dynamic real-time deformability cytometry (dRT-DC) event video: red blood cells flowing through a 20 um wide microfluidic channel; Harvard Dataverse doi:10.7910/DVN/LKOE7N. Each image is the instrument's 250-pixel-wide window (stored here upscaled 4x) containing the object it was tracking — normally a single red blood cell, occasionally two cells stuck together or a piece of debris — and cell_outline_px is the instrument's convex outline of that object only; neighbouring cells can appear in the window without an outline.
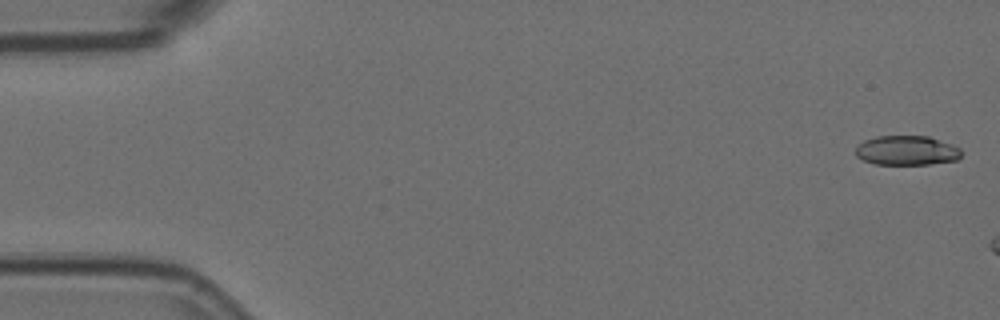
{"species": "Egyptian fruit bat (a non-hibernating species)", "species_latin": "Rousettus aegyptiacus", "temperature_condition": "room temperature", "stored_images_in_passage": 3, "camera_frame_rate_fps": 3000, "um_per_image_px": 0.085, "animal": {"sex": "female"}, "frame": {"image": 1, "passage_image": 1, "time_ms": 0.0, "image_size_px": [1000, 320], "cell_outline_px": [[960, 156], [956, 160], [928, 164], [876, 164], [864, 160], [856, 156], [856, 148], [864, 140], [876, 136], [928, 136], [952, 144], [960, 148]], "centroid_in_image_um": [77.07, 12.78], "position_along_channel_um": 7.9, "area_um2": 18.03}}